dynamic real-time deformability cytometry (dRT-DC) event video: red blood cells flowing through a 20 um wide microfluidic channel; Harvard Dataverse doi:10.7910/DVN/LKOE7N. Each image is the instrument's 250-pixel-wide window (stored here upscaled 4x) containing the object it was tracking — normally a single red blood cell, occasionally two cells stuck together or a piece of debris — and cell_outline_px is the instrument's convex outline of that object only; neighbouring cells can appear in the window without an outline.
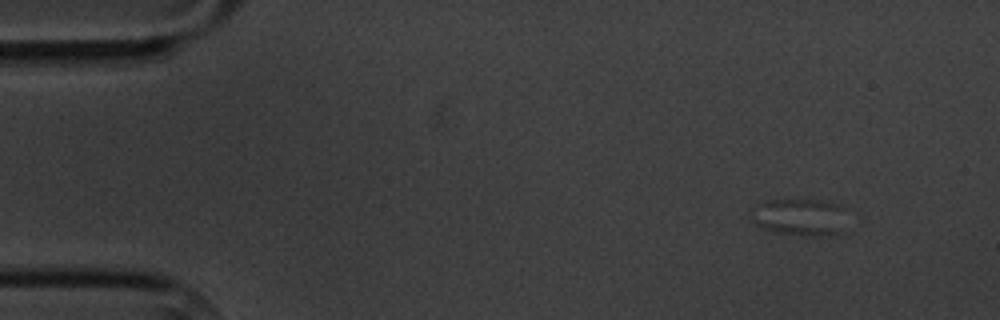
{"species": "common noctule bat (a hibernating species)", "species_latin": "Nyctalus noctula", "temperature_condition": "cold", "stored_images_in_passage": 6, "camera_frame_rate_fps": 3000, "um_per_image_px": 0.085, "animal": {"sex": "male", "body_mass_g": 20.1, "forearm_length_mm": 53.5}, "frame": {"image": 1, "passage_image": 3, "time_ms": 2.0, "image_size_px": [1000, 320], "cell_outline_px": [[844, 232], [820, 236], [804, 236], [776, 232], [764, 228], [756, 224], [752, 220], [752, 208], [756, 204], [764, 200], [816, 200], [840, 204], [844, 208]], "centroid_in_image_um": [67.99, 18.45], "position_along_channel_um": 17.0, "area_um2": 20.87}}